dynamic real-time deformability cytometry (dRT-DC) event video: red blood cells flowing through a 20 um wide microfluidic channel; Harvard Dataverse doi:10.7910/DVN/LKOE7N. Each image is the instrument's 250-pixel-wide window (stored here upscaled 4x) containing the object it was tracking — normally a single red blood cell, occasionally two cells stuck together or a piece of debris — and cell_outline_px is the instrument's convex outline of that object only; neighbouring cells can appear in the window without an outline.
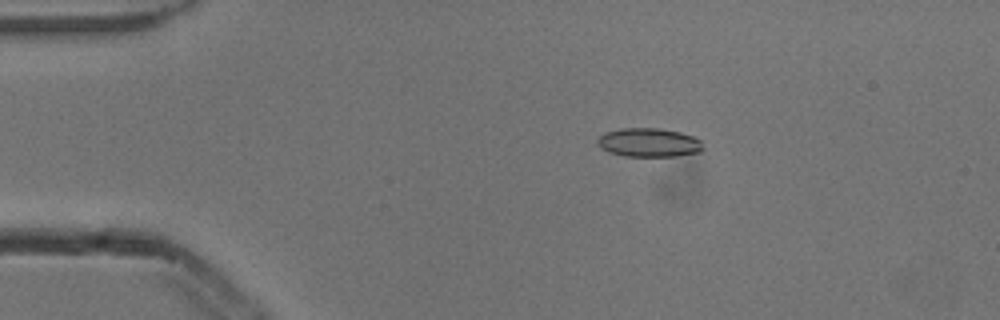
{"species": "common noctule bat (a hibernating species)", "species_latin": "Nyctalus noctula", "temperature_condition": "cold", "stored_images_in_passage": 5, "camera_frame_rate_fps": 3000, "um_per_image_px": 0.085, "animal": {"sex": "male", "body_mass_g": 13.3}, "frame": {"image": 1, "passage_image": 3, "time_ms": 0.667, "image_size_px": [1000, 320], "cell_outline_px": [[704, 148], [700, 152], [676, 156], [624, 156], [608, 152], [600, 148], [596, 144], [596, 140], [604, 132], [620, 128], [660, 128], [680, 132], [692, 136], [700, 140]], "centroid_in_image_um": [55.12, 12.11], "position_along_channel_um": 29.9, "area_um2": 17.92}}
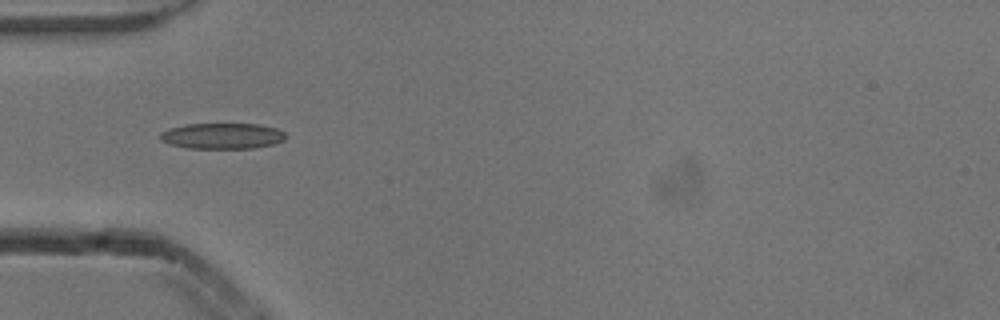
{"frame": {"image": 2, "passage_image": 5, "time_ms": 1.333, "image_size_px": [1000, 320], "cell_outline_px": [[288, 136], [284, 140], [272, 144], [252, 148], [188, 148], [168, 144], [160, 140], [160, 132], [168, 128], [184, 124], [260, 124], [276, 128], [284, 132]], "centroid_in_image_um": [18.87, 11.55], "position_along_channel_um": 66.1, "area_um2": 19.02}}